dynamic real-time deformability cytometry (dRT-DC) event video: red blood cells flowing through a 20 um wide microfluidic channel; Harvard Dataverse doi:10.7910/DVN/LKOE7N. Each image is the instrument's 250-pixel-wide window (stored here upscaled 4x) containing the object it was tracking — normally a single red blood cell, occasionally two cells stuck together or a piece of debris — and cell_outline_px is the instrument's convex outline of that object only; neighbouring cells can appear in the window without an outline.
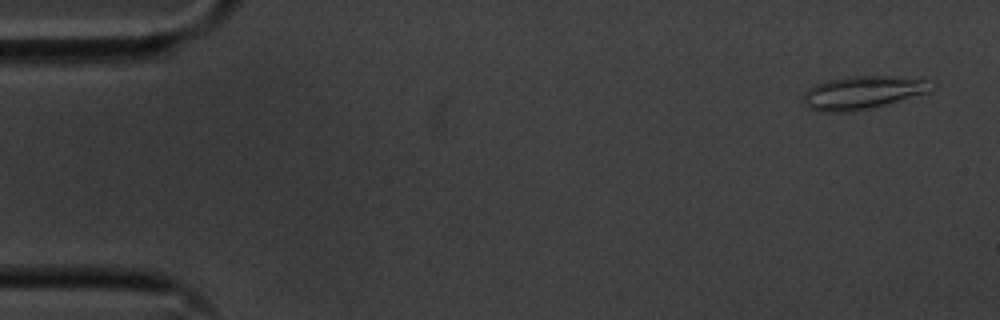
{"species": "common noctule bat (a hibernating species)", "species_latin": "Nyctalus noctula", "temperature_condition": "cold", "stored_images_in_passage": 54, "camera_frame_rate_fps": 3000, "um_per_image_px": 0.085, "animal": {"sex": "male", "body_mass_g": 20.1, "forearm_length_mm": 53.5}, "frame": {"image": 1, "passage_image": 1, "time_ms": 0.0, "image_size_px": [1000, 320], "cell_outline_px": [[936, 88], [888, 104], [872, 108], [848, 112], [820, 112], [808, 108], [804, 104], [804, 92], [808, 88], [816, 84], [828, 80], [848, 76], [884, 76], [924, 80], [936, 84]], "centroid_in_image_um": [73.26, 7.88], "position_along_channel_um": 11.7, "area_um2": 24.51}}
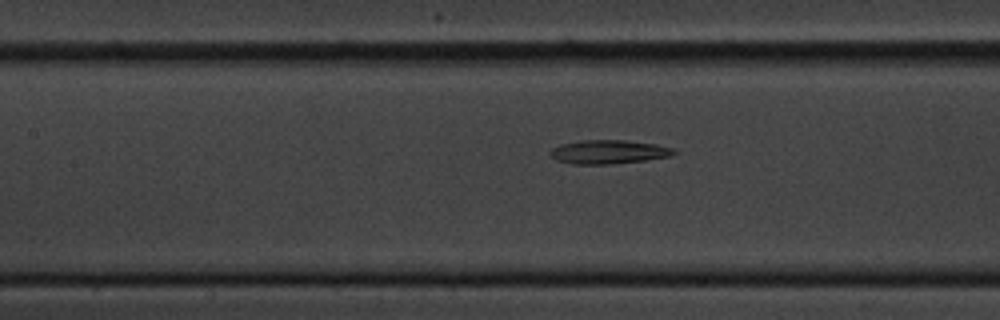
{"frame": {"image": 2, "passage_image": 23, "time_ms": 7.333, "image_size_px": [1000, 320], "cell_outline_px": [[676, 152], [672, 156], [644, 160], [608, 164], [572, 164], [556, 160], [548, 152], [552, 148], [560, 144], [580, 140], [624, 140], [656, 144], [672, 148]], "centroid_in_image_um": [51.69, 12.9], "position_along_channel_um": 155.7, "area_um2": 17.11}}
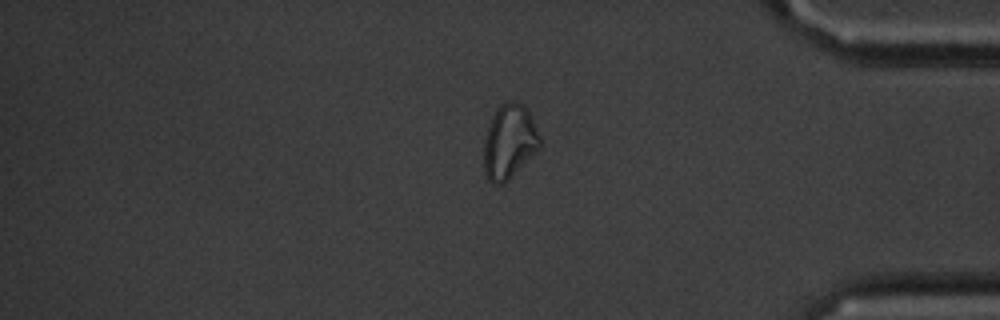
{"frame": {"image": 3, "passage_image": 45, "time_ms": 14.667, "image_size_px": [1000, 320], "cell_outline_px": [[540, 148], [508, 180], [500, 184], [492, 184], [488, 180], [484, 172], [484, 140], [492, 116], [500, 104], [508, 100], [512, 100], [524, 104], [532, 116], [540, 136]], "centroid_in_image_um": [43.3, 12.02], "position_along_channel_um": 391.9, "area_um2": 24.39}}